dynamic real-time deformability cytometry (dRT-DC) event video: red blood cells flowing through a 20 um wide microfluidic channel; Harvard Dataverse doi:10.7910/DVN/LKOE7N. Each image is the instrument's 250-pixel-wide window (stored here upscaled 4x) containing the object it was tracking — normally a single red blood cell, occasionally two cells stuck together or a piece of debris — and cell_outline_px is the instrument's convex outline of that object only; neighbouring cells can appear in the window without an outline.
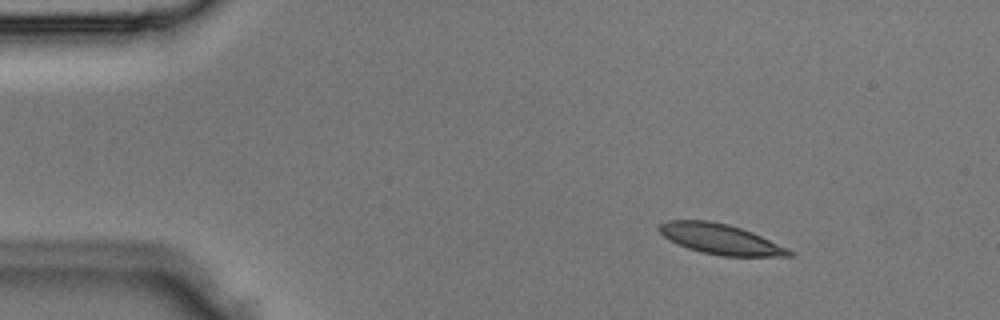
{"species": "Egyptian fruit bat (a non-hibernating species)", "species_latin": "Rousettus aegyptiacus", "temperature_condition": "room temperature", "stored_images_in_passage": 2, "segment_of_instrument_passage": [2, 2], "camera_frame_rate_fps": 3000, "um_per_image_px": 0.085, "animal": {"sex": "male"}, "frame": {"image": 1, "passage_image": 2, "time_ms": 0.333, "image_size_px": [1000, 320], "cell_outline_px": [[796, 256], [724, 256], [704, 252], [688, 248], [664, 236], [656, 228], [660, 224], [668, 220], [708, 220], [728, 224], [752, 232], [788, 248], [796, 252]], "centroid_in_image_um": [61.28, 20.32], "position_along_channel_um": 23.7, "area_um2": 22.72}}